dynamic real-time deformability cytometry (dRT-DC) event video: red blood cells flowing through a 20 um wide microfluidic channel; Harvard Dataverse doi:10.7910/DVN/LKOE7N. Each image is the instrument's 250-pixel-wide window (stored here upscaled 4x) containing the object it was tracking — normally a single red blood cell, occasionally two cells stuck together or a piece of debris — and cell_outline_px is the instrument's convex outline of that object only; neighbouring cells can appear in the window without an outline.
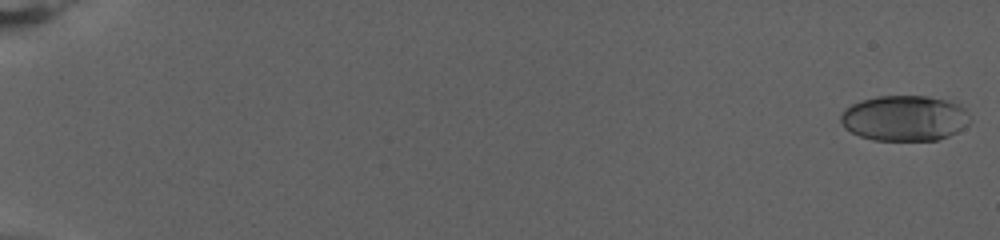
{"species": "human", "species_latin": "Homo sapiens", "temperature_condition": "warm", "stored_images_in_passage": 77, "camera_frame_rate_fps": 3000, "um_per_image_px": 0.085, "donor": {"sex": "female"}, "frame": {"image": 1, "passage_image": 2, "time_ms": 0.333, "image_size_px": [1000, 240], "cell_outline_px": [[968, 124], [964, 128], [948, 136], [936, 140], [872, 140], [860, 136], [844, 128], [840, 124], [840, 116], [844, 108], [860, 100], [876, 96], [928, 96], [948, 100], [960, 104], [964, 108], [968, 120]], "centroid_in_image_um": [76.84, 10.04], "position_along_channel_um": 8.2, "area_um2": 34.45}}
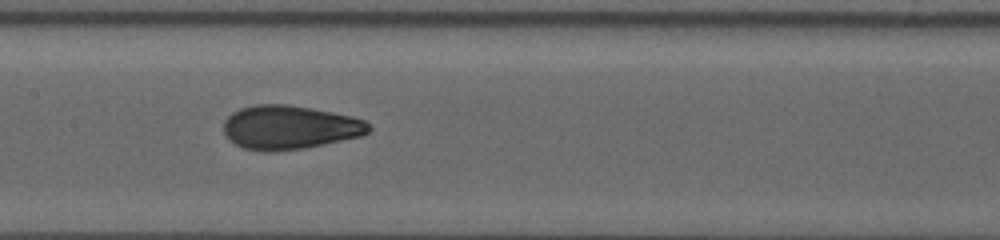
{"frame": {"image": 2, "passage_image": 42, "time_ms": 13.667, "image_size_px": [1000, 240], "cell_outline_px": [[372, 128], [368, 132], [360, 136], [304, 148], [244, 148], [228, 140], [224, 132], [224, 120], [232, 112], [240, 108], [256, 104], [284, 104], [312, 108], [352, 116], [364, 120]], "centroid_in_image_um": [24.62, 10.77], "position_along_channel_um": 182.8, "area_um2": 36.13}}
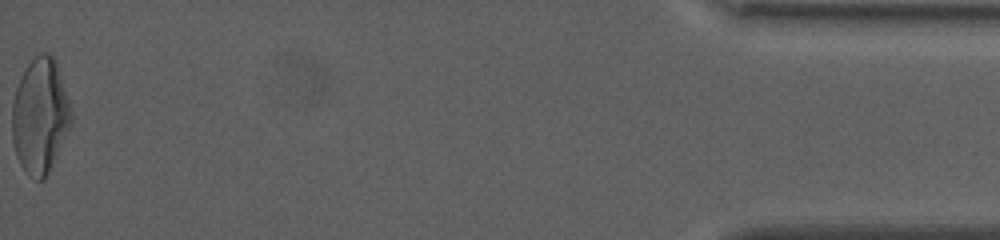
{"frame": {"image": 3, "passage_image": 77, "time_ms": 25.333, "image_size_px": [1000, 240], "cell_outline_px": [[72, 124], [44, 180], [36, 180], [20, 164], [16, 156], [12, 140], [12, 104], [16, 88], [28, 64], [40, 52], [52, 52], [56, 60], [72, 112]], "centroid_in_image_um": [3.41, 9.82], "position_along_channel_um": 431.8, "area_um2": 39.48}, "authors_computed_cell_mechanics": {"area_um2": 35.3158, "velocity_mm_per_s": 2.8586, "shape_relaxation_time_tau1_ms": 11.3347, "shape_relaxation_time_tau2_ms": 1.1849, "deformation_change_tau1": 0.3025, "deformation_change_tau2": 0.065}}